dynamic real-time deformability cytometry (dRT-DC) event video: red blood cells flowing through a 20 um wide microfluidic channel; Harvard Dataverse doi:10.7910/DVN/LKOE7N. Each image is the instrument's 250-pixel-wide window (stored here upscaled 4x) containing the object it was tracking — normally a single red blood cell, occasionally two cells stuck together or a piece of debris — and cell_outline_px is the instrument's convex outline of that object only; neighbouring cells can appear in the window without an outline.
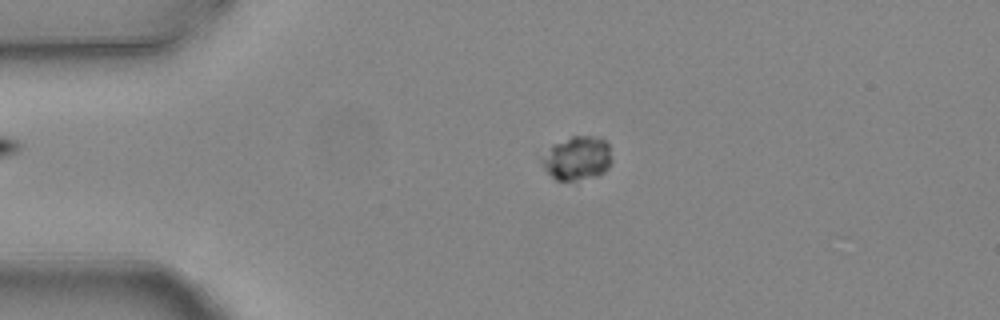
{"species": "common noctule bat (a hibernating species)", "species_latin": "Nyctalus noctula", "temperature_condition": "warm", "stored_images_in_passage": 3, "camera_frame_rate_fps": 3000, "um_per_image_px": 0.085, "animal": {"sex": "female", "body_mass_g": 24.6, "forearm_length_mm": 56.2}, "frame": {"image": 1, "passage_image": 2, "time_ms": 0.333, "image_size_px": [1000, 320], "cell_outline_px": [[612, 160], [608, 168], [604, 172], [596, 176], [572, 180], [556, 180], [544, 168], [540, 160], [552, 144], [572, 136], [588, 136], [604, 140], [608, 144]], "centroid_in_image_um": [49.06, 13.45], "position_along_channel_um": 35.9, "area_um2": 17.63}}